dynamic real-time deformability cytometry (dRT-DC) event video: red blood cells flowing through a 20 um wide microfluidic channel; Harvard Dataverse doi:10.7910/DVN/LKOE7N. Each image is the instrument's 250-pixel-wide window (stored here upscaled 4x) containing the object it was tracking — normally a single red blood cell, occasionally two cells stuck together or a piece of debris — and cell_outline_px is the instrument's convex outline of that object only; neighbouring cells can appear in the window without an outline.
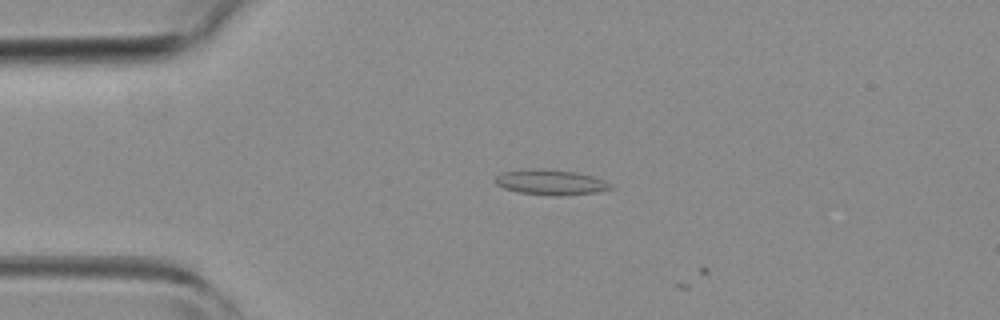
{"species": "common noctule bat (a hibernating species)", "species_latin": "Nyctalus noctula", "temperature_condition": "room temperature", "stored_images_in_passage": 4, "camera_frame_rate_fps": 3000, "um_per_image_px": 0.085, "animal": {"sex": "female", "body_mass_g": 19.3, "forearm_length_mm": 54.1}, "frame": {"image": 1, "passage_image": 3, "time_ms": 2.333, "image_size_px": [1000, 320], "cell_outline_px": [[616, 188], [596, 192], [560, 196], [552, 196], [516, 192], [504, 188], [496, 184], [496, 176], [504, 172], [524, 168], [540, 168], [576, 172], [592, 176], [604, 180], [612, 184]], "centroid_in_image_um": [46.82, 15.49], "position_along_channel_um": 38.2, "area_um2": 17.22}}